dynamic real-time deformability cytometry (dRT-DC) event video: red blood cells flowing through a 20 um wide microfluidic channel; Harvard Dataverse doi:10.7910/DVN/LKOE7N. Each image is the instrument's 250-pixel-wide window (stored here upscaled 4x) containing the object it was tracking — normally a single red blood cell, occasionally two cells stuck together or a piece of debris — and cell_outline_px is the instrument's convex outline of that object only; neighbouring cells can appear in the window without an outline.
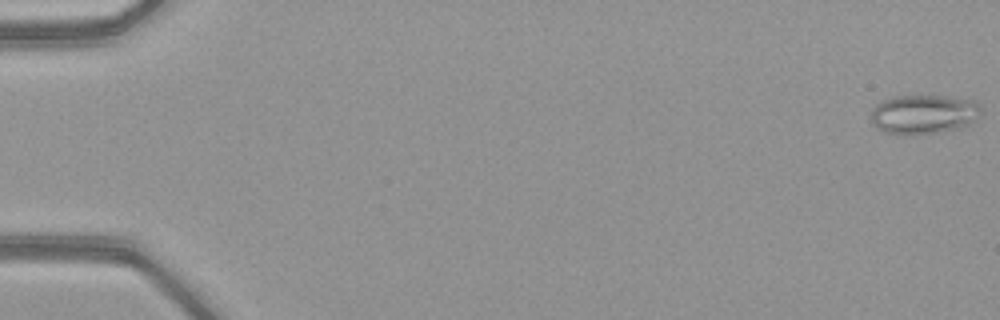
{"species": "common noctule bat (a hibernating species)", "species_latin": "Nyctalus noctula", "temperature_condition": "warm", "stored_images_in_passage": 15, "camera_frame_rate_fps": 3000, "um_per_image_px": 0.085, "animal": {"sex": "female", "body_mass_g": 21.9}, "frame": {"image": 1, "passage_image": 1, "time_ms": 0.0, "image_size_px": [1000, 320], "cell_outline_px": [[980, 112], [976, 120], [960, 128], [936, 132], [884, 132], [876, 128], [872, 124], [872, 108], [880, 100], [892, 96], [948, 96], [976, 100], [980, 104]], "centroid_in_image_um": [78.53, 9.66], "position_along_channel_um": 6.5, "area_um2": 24.85}}